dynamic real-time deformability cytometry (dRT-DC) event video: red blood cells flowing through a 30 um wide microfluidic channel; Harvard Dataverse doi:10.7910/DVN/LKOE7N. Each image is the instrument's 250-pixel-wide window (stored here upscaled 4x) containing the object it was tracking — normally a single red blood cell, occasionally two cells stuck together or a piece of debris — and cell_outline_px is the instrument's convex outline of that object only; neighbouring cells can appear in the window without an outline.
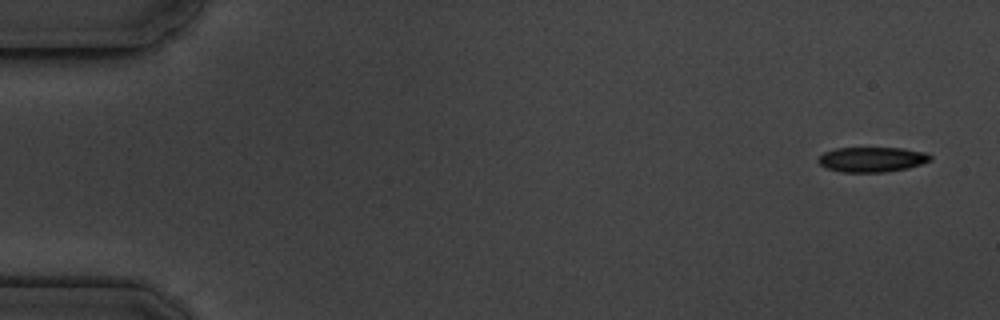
{"species": "common noctule bat (a hibernating species)", "species_latin": "Nyctalus noctula", "temperature_condition": "cold", "stored_images_in_passage": 4, "camera_frame_rate_fps": 3000, "um_per_image_px": 0.085, "animal": {"sex": "male", "body_mass_g": 19.5, "forearm_length_mm": 54.6}, "frame": {"image": 1, "passage_image": 1, "time_ms": 0.0, "image_size_px": [1000, 320], "cell_outline_px": [[932, 160], [908, 168], [884, 172], [840, 172], [824, 168], [816, 160], [824, 152], [836, 148], [904, 148], [928, 152], [932, 156]], "centroid_in_image_um": [74.12, 13.55], "position_along_channel_um": 10.9, "area_um2": 16.53}}
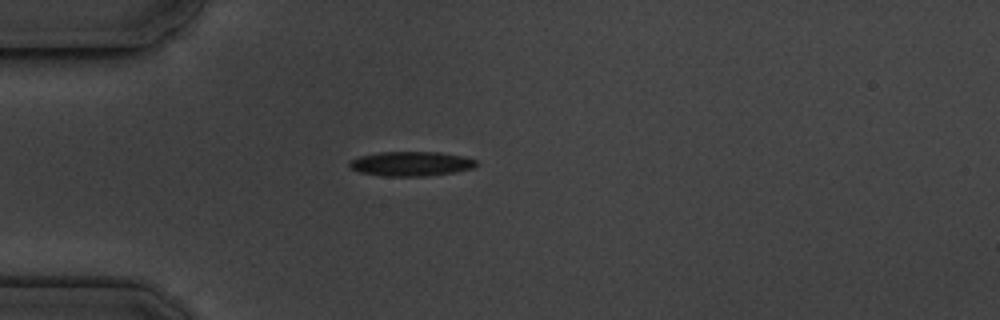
{"frame": {"image": 2, "passage_image": 4, "time_ms": 4.333, "image_size_px": [1000, 320], "cell_outline_px": [[476, 164], [472, 168], [456, 172], [424, 176], [380, 176], [360, 172], [348, 168], [348, 160], [360, 156], [380, 152], [440, 152], [460, 156], [476, 160]], "centroid_in_image_um": [34.86, 13.92], "position_along_channel_um": 50.1, "area_um2": 18.15}}